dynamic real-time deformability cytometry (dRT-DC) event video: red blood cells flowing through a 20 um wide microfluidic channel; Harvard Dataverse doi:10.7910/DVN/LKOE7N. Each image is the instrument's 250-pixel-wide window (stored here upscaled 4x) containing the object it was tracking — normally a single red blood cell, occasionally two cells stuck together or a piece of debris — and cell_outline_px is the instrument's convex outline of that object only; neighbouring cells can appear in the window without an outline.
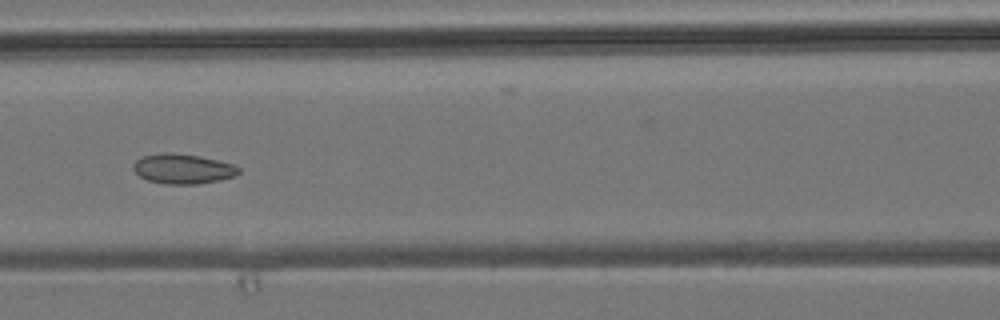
{"species": "common noctule bat (a hibernating species)", "species_latin": "Nyctalus noctula", "temperature_condition": "room temperature", "stored_images_in_passage": 8, "camera_frame_rate_fps": 3000, "um_per_image_px": 0.085, "animal": {"sex": "male", "body_mass_g": 19.2, "forearm_length_mm": 51.8}, "frame": {"image": 1, "passage_image": 7, "time_ms": 6.667, "image_size_px": [1000, 320], "cell_outline_px": [[240, 172], [232, 176], [220, 180], [196, 184], [164, 184], [148, 180], [140, 176], [132, 168], [132, 164], [140, 156], [164, 152], [172, 152], [200, 156], [232, 164], [240, 168]], "centroid_in_image_um": [15.49, 14.34], "position_along_channel_um": 151.1, "area_um2": 18.38}}